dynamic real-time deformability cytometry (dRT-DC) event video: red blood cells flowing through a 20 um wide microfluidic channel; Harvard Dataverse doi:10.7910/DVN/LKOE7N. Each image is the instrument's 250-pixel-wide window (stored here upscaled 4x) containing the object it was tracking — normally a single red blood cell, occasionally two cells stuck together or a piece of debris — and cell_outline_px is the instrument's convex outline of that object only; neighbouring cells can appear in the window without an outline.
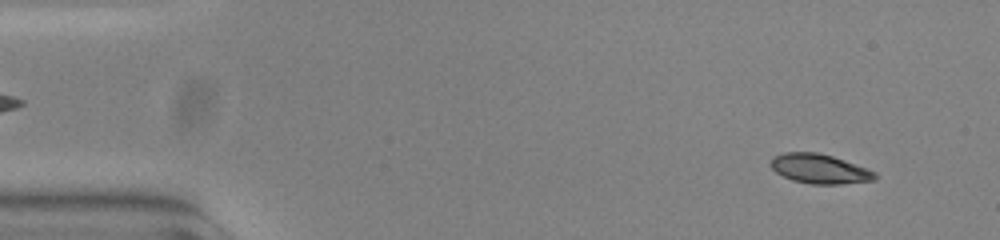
{"species": "common noctule bat (a hibernating species)", "species_latin": "Nyctalus noctula", "temperature_condition": "warm", "stored_images_in_passage": 55, "camera_frame_rate_fps": 3000, "um_per_image_px": 0.085, "animal": {"sex": "female", "body_mass_g": 23.0, "forearm_length_mm": 53.4}, "frame": {"image": 1, "passage_image": 5, "time_ms": 1.333, "image_size_px": [1000, 240], "cell_outline_px": [[876, 180], [840, 184], [812, 184], [792, 180], [776, 172], [768, 164], [772, 156], [784, 152], [816, 152], [832, 156], [844, 160], [876, 172]], "centroid_in_image_um": [69.62, 14.34], "position_along_channel_um": 15.4, "area_um2": 17.92}}
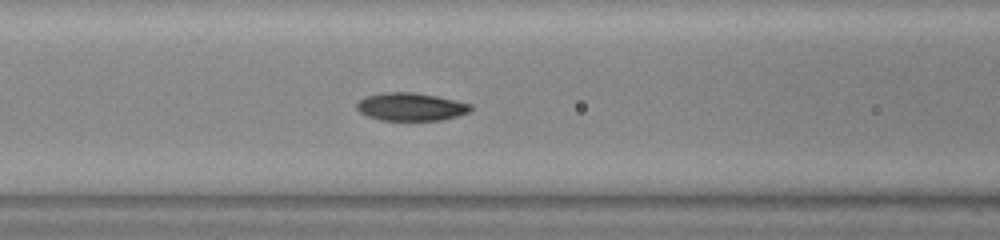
{"frame": {"image": 2, "passage_image": 23, "time_ms": 7.333, "image_size_px": [1000, 240], "cell_outline_px": [[472, 108], [468, 112], [456, 116], [440, 120], [380, 120], [368, 116], [360, 112], [356, 108], [356, 104], [364, 96], [384, 92], [412, 92], [436, 96], [472, 104]], "centroid_in_image_um": [34.89, 9.07], "position_along_channel_um": 131.7, "area_um2": 18.44}}
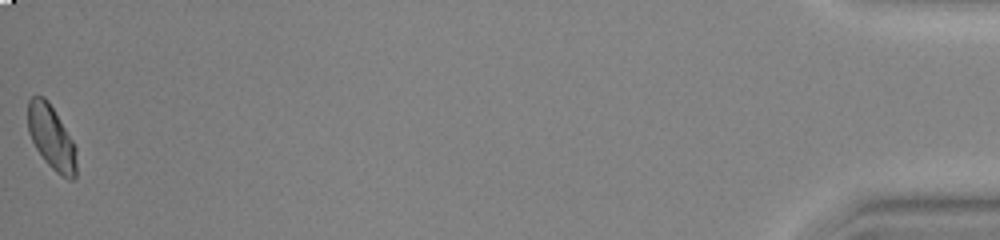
{"frame": {"image": 3, "passage_image": 55, "time_ms": 18.0, "image_size_px": [1000, 240], "cell_outline_px": [[76, 176], [72, 180], [68, 180], [56, 172], [44, 160], [36, 148], [28, 132], [28, 100], [32, 96], [44, 96], [48, 100], [72, 140], [76, 148]], "centroid_in_image_um": [4.37, 11.69], "position_along_channel_um": 430.8, "area_um2": 18.03}, "authors_computed_cell_mechanics": {"area_um2": 18.2648, "velocity_mm_per_s": 3.7559, "shape_relaxation_time_tau1_ms": 3.1305, "shape_relaxation_time_tau2_ms": 7.09, "deformation_change_tau1": 0.0993, "deformation_change_tau2": 0.0798}}